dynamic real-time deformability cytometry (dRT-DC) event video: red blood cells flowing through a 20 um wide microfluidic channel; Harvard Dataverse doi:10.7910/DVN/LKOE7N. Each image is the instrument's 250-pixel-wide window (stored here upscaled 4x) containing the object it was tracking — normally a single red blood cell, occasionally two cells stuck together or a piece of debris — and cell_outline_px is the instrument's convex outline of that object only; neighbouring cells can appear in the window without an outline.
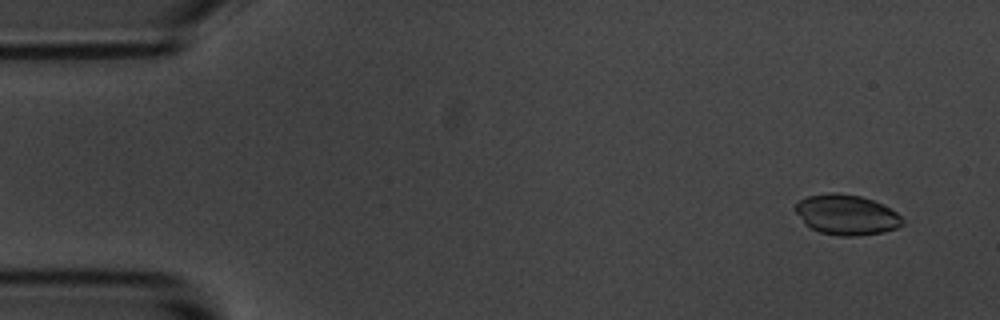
{"species": "common noctule bat (a hibernating species)", "species_latin": "Nyctalus noctula", "temperature_condition": "room temperature", "stored_images_in_passage": 55, "camera_frame_rate_fps": 3000, "um_per_image_px": 0.085, "animal": {"sex": "male", "body_mass_g": 20.1, "forearm_length_mm": 53.5}, "frame": {"image": 1, "passage_image": 4, "time_ms": 1.0, "image_size_px": [1000, 320], "cell_outline_px": [[904, 224], [896, 228], [884, 232], [856, 236], [840, 236], [820, 232], [804, 224], [792, 208], [800, 200], [808, 196], [832, 192], [836, 192], [860, 196], [872, 200], [896, 212], [904, 220]], "centroid_in_image_um": [71.92, 18.26], "position_along_channel_um": 13.1, "area_um2": 25.09}}
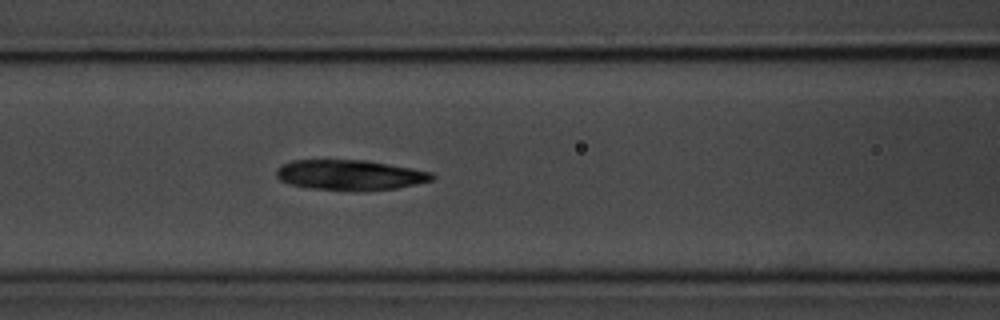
{"frame": {"image": 2, "passage_image": 23, "time_ms": 7.333, "image_size_px": [1000, 320], "cell_outline_px": [[436, 176], [432, 180], [416, 184], [396, 188], [368, 192], [308, 188], [288, 184], [280, 180], [276, 176], [276, 168], [280, 164], [292, 160], [368, 160], [412, 168], [432, 172]], "centroid_in_image_um": [29.73, 14.88], "position_along_channel_um": 136.9, "area_um2": 27.98}}
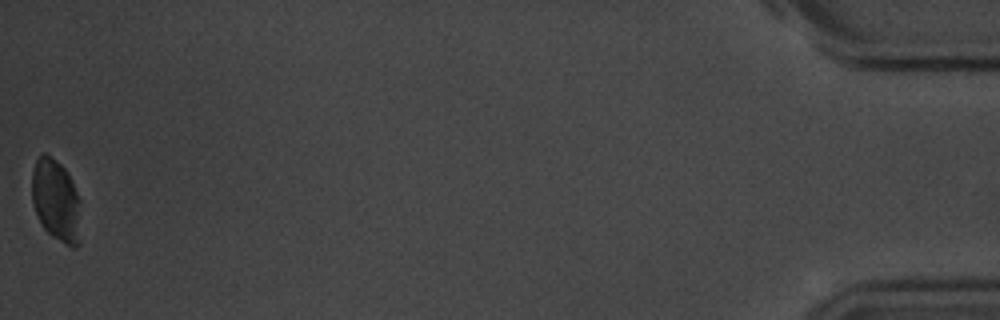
{"frame": {"image": 3, "passage_image": 55, "time_ms": 18.0, "image_size_px": [1000, 320], "cell_outline_px": [[80, 244], [76, 248], [72, 248], [64, 244], [52, 236], [40, 224], [32, 204], [32, 172], [36, 160], [44, 152], [60, 164], [68, 172], [80, 200]], "centroid_in_image_um": [4.78, 17.09], "position_along_channel_um": 430.4, "area_um2": 23.7}, "authors_computed_cell_mechanics": {"area_um2": 26.9926, "velocity_mm_per_s": 3.662, "shape_relaxation_time_tau1_ms": 3.4973, "shape_relaxation_time_tau2_ms": 4.4694, "deformation_change_tau1": 0.09, "deformation_change_tau2": 0.0822}}